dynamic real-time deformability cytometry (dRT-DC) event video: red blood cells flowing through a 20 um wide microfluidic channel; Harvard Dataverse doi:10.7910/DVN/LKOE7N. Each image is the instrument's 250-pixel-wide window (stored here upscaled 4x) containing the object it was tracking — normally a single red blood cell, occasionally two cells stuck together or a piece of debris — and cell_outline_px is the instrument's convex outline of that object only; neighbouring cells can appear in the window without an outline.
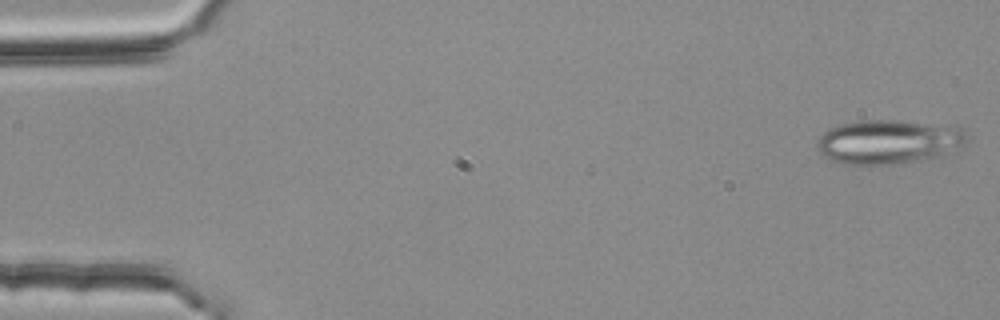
{"species": "common noctule bat (a hibernating species)", "species_latin": "Nyctalus noctula", "temperature_condition": "room temperature", "stored_images_in_passage": 4, "camera_frame_rate_fps": 3000, "um_per_image_px": 0.085, "animal": {"sex": "female", "body_mass_g": 25.1}, "frame": {"image": 1, "passage_image": 1, "time_ms": 0.0, "image_size_px": [1000, 320], "cell_outline_px": [[968, 140], [956, 152], [924, 160], [896, 164], [848, 164], [832, 160], [824, 156], [816, 148], [816, 140], [824, 132], [832, 128], [844, 124], [860, 120], [900, 120], [964, 128], [968, 136]], "centroid_in_image_um": [75.59, 12.06], "position_along_channel_um": 9.4, "area_um2": 38.78}}